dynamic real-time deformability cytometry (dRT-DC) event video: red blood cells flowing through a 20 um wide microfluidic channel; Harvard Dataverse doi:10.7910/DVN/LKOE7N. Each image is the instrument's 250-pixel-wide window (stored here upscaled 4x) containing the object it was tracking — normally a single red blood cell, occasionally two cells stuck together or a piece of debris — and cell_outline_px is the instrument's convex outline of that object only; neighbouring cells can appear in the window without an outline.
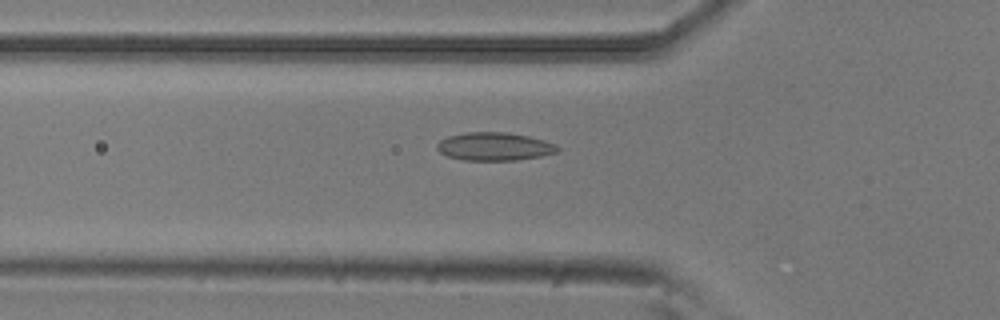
{"species": "common noctule bat (a hibernating species)", "species_latin": "Nyctalus noctula", "temperature_condition": "room temperature", "stored_images_in_passage": 54, "camera_frame_rate_fps": 3000, "um_per_image_px": 0.085, "animal": {"sex": "male", "body_mass_g": 20.5, "forearm_length_mm": 52.5}, "frame": {"image": 1, "passage_image": 18, "time_ms": 5.667, "image_size_px": [1000, 320], "cell_outline_px": [[560, 152], [540, 156], [516, 160], [464, 160], [448, 156], [440, 152], [436, 148], [436, 144], [440, 140], [448, 136], [464, 132], [508, 132], [528, 136], [544, 140], [556, 144], [560, 148]], "centroid_in_image_um": [42.04, 12.44], "position_along_channel_um": 83.8, "area_um2": 19.88}}
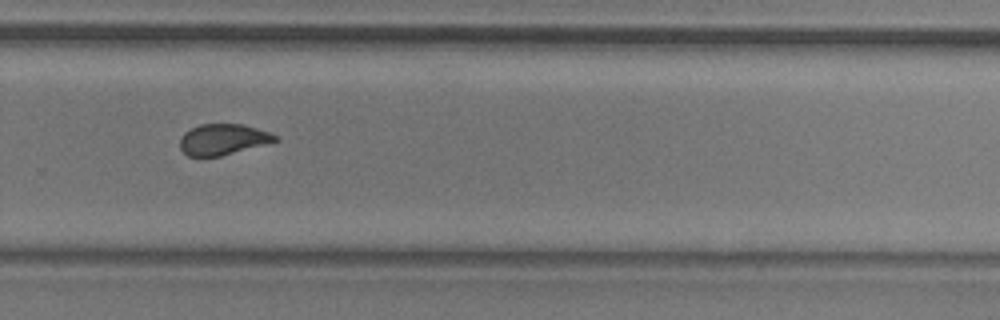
{"frame": {"image": 2, "passage_image": 36, "time_ms": 11.667, "image_size_px": [1000, 320], "cell_outline_px": [[280, 140], [268, 144], [220, 156], [188, 156], [180, 148], [180, 140], [184, 132], [200, 124], [244, 124], [268, 132], [276, 136]], "centroid_in_image_um": [18.96, 11.85], "position_along_channel_um": 310.8, "area_um2": 17.11}}
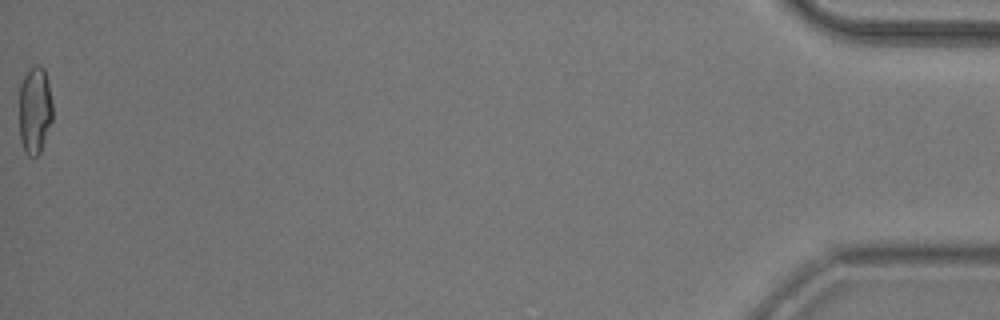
{"frame": {"image": 3, "passage_image": 54, "time_ms": 17.667, "image_size_px": [1000, 320], "cell_outline_px": [[52, 120], [40, 152], [36, 156], [28, 156], [24, 152], [20, 140], [20, 84], [28, 68], [36, 64], [44, 68], [48, 80], [52, 100]], "centroid_in_image_um": [2.96, 9.34], "position_along_channel_um": 432.2, "area_um2": 17.17}, "authors_computed_cell_mechanics": {"area_um2": 18.4093, "velocity_mm_per_s": 3.7742, "shape_relaxation_time_tau1_ms": 8.819, "shape_relaxation_time_tau2_ms": 1.1215, "deformation_change_tau1": 0.1948, "deformation_change_tau2": 0.0754}}